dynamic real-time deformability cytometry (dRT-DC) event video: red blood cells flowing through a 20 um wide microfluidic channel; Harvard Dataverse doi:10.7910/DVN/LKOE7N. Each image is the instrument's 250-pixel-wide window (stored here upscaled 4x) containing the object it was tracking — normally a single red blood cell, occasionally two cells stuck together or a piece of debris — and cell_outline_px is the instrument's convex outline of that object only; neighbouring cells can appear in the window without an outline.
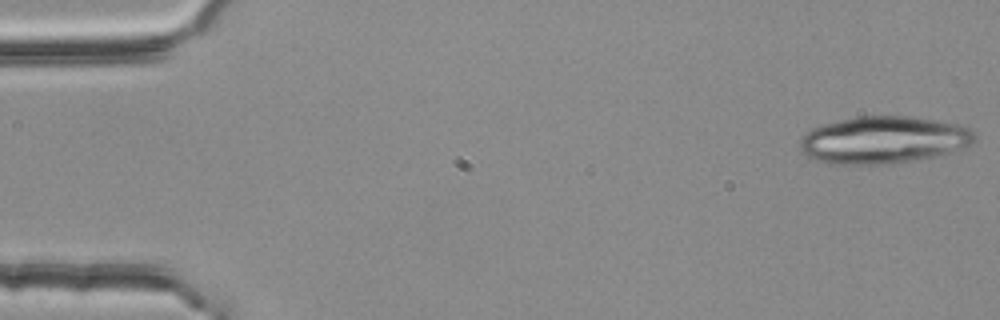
{"species": "common noctule bat (a hibernating species)", "species_latin": "Nyctalus noctula", "temperature_condition": "room temperature", "stored_images_in_passage": 17, "camera_frame_rate_fps": 3000, "um_per_image_px": 0.085, "animal": {"sex": "female", "body_mass_g": 25.1}, "frame": {"image": 1, "passage_image": 1, "time_ms": 0.0, "image_size_px": [1000, 320], "cell_outline_px": [[976, 140], [968, 144], [948, 152], [932, 156], [888, 164], [836, 164], [820, 160], [808, 156], [800, 148], [800, 136], [812, 128], [824, 124], [856, 116], [908, 116], [936, 120], [956, 124], [968, 128], [976, 136]], "centroid_in_image_um": [75.05, 11.87], "position_along_channel_um": 10.0, "area_um2": 47.34}}